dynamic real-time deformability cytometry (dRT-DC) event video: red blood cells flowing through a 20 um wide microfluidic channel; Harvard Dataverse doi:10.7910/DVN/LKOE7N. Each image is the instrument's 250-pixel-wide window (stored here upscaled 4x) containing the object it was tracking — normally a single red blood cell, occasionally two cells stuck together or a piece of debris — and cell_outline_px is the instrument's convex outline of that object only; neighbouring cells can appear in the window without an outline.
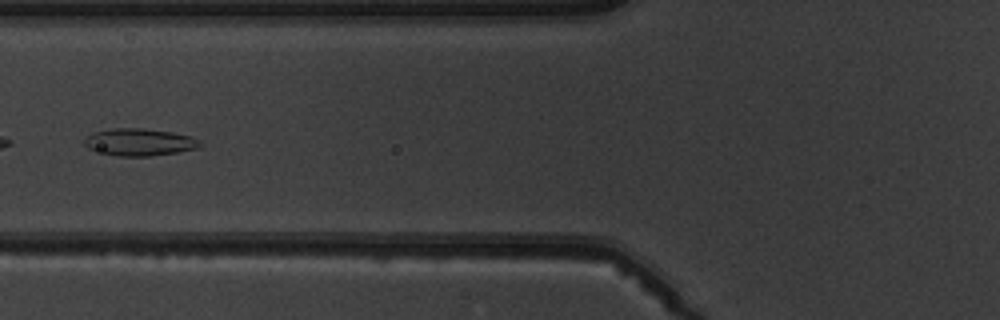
{"species": "common noctule bat (a hibernating species)", "species_latin": "Nyctalus noctula", "temperature_condition": "warm", "stored_images_in_passage": 5, "camera_frame_rate_fps": 3000, "um_per_image_px": 0.085, "animal": {"sex": "male", "body_mass_g": 19.5, "forearm_length_mm": 54.6}, "frame": {"image": 1, "passage_image": 4, "time_ms": 3.667, "image_size_px": [1000, 320], "cell_outline_px": [[204, 144], [196, 148], [176, 152], [152, 156], [116, 156], [88, 148], [84, 144], [84, 136], [92, 132], [112, 128], [144, 128], [172, 132], [192, 136], [200, 140]], "centroid_in_image_um": [11.84, 12.07], "position_along_channel_um": 114.0, "area_um2": 18.5}}
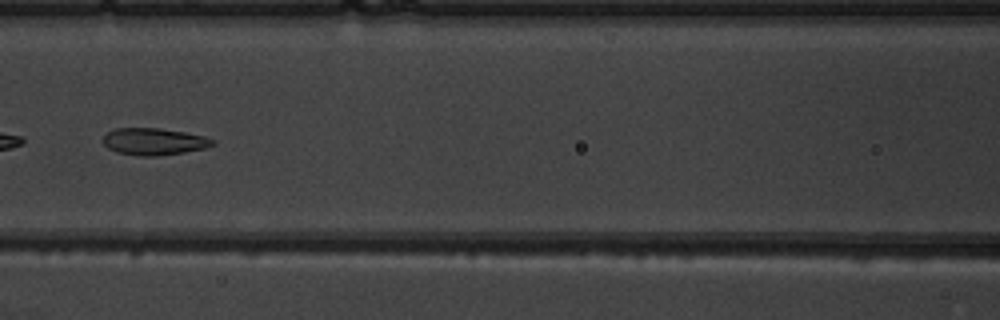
{"frame": {"image": 2, "passage_image": 5, "time_ms": 4.667, "image_size_px": [1000, 320], "cell_outline_px": [[216, 144], [204, 148], [184, 152], [156, 156], [140, 156], [116, 152], [108, 148], [104, 144], [104, 136], [108, 132], [116, 128], [160, 128], [184, 132], [204, 136], [216, 140]], "centroid_in_image_um": [13.11, 12.03], "position_along_channel_um": 153.5, "area_um2": 17.17}}